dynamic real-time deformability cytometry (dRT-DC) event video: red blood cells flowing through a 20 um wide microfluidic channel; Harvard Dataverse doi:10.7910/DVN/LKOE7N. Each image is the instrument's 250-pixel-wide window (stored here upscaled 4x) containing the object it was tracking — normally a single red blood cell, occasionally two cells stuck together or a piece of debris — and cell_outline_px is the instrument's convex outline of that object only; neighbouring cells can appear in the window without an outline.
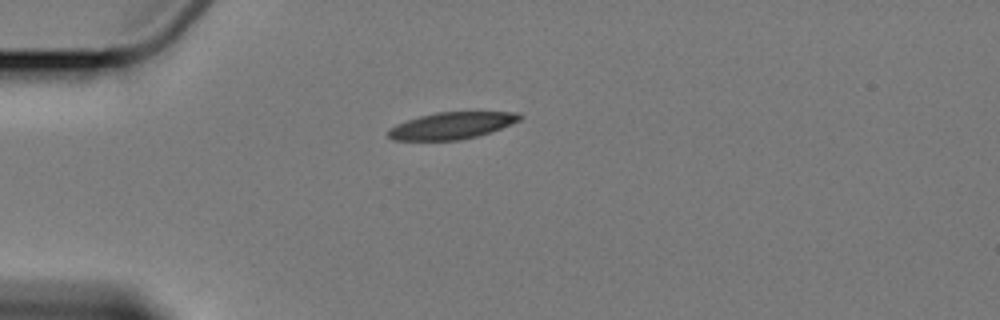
{"species": "Egyptian fruit bat (a non-hibernating species)", "species_latin": "Rousettus aegyptiacus", "temperature_condition": "cold", "stored_images_in_passage": 4, "camera_frame_rate_fps": 3000, "um_per_image_px": 0.085, "animal": {"sex": "female"}, "frame": {"image": 1, "passage_image": 1, "time_ms": 0.0, "image_size_px": [1000, 320], "cell_outline_px": [[524, 116], [520, 120], [500, 128], [476, 136], [456, 140], [392, 140], [388, 136], [388, 128], [396, 124], [420, 116], [436, 112], [520, 112]], "centroid_in_image_um": [38.38, 10.67], "position_along_channel_um": 46.6, "area_um2": 20.35}}
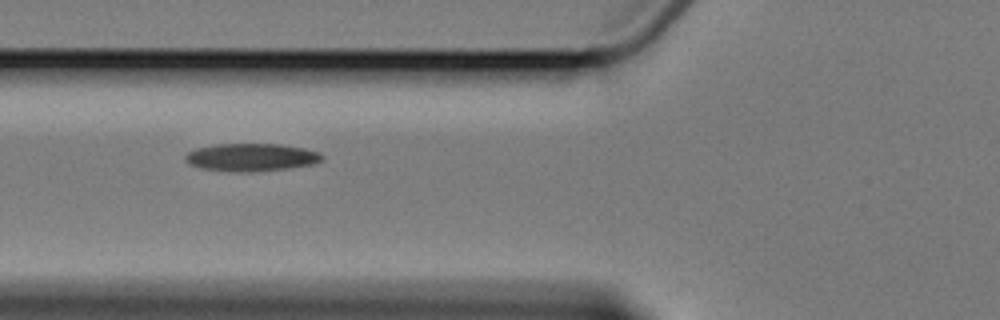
{"frame": {"image": 2, "passage_image": 3, "time_ms": 2.333, "image_size_px": [1000, 320], "cell_outline_px": [[324, 160], [316, 164], [288, 168], [252, 172], [236, 172], [200, 168], [188, 164], [184, 160], [184, 156], [188, 152], [196, 148], [216, 144], [280, 144], [304, 148], [320, 152], [324, 156]], "centroid_in_image_um": [21.38, 13.37], "position_along_channel_um": 104.4, "area_um2": 22.43}}
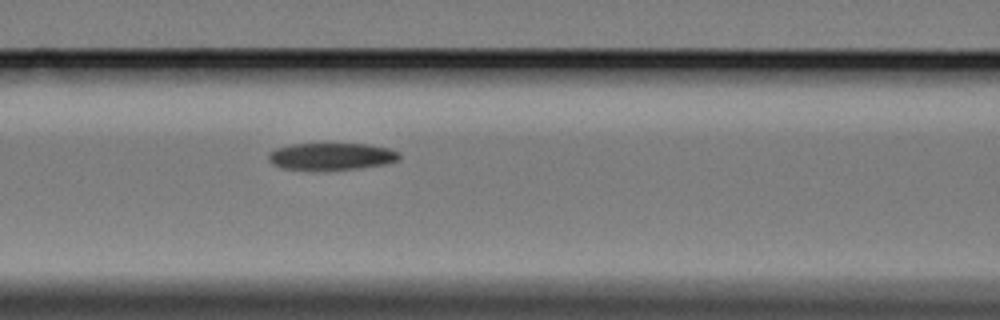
{"frame": {"image": 3, "passage_image": 4, "time_ms": 3.333, "image_size_px": [1000, 320], "cell_outline_px": [[400, 160], [388, 164], [360, 168], [284, 168], [272, 164], [268, 160], [268, 152], [276, 148], [292, 144], [368, 144], [388, 148], [400, 152]], "centroid_in_image_um": [28.22, 13.26], "position_along_channel_um": 138.4, "area_um2": 20.23}}